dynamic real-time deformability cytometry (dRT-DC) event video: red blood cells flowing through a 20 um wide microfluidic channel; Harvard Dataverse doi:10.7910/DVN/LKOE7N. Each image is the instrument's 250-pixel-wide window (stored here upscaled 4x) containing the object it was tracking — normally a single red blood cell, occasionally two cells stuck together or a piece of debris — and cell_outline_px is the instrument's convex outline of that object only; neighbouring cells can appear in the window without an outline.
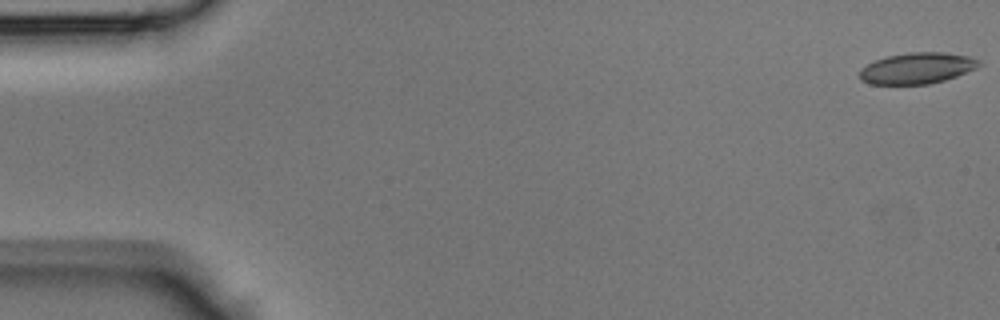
{"species": "Egyptian fruit bat (a non-hibernating species)", "species_latin": "Rousettus aegyptiacus", "temperature_condition": "room temperature", "stored_images_in_passage": 45, "camera_frame_rate_fps": 3000, "um_per_image_px": 0.085, "animal": {"sex": "male"}, "frame": {"image": 1, "passage_image": 1, "time_ms": 0.0, "image_size_px": [1000, 320], "cell_outline_px": [[980, 64], [976, 68], [956, 76], [944, 80], [928, 84], [868, 84], [860, 80], [860, 68], [884, 56], [908, 52], [944, 52], [968, 56], [980, 60]], "centroid_in_image_um": [77.92, 5.79], "position_along_channel_um": 7.1, "area_um2": 21.68}}
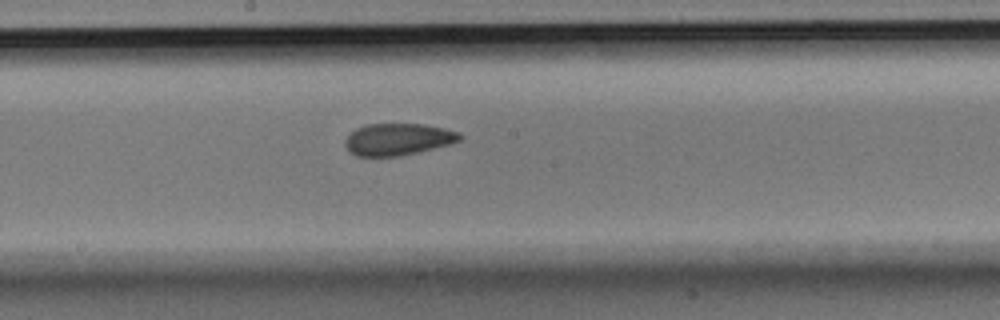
{"frame": {"image": 2, "passage_image": 24, "time_ms": 7.667, "image_size_px": [1000, 320], "cell_outline_px": [[464, 136], [460, 140], [448, 144], [416, 152], [396, 156], [356, 156], [348, 152], [344, 144], [344, 140], [356, 128], [364, 124], [424, 124], [444, 128], [460, 132]], "centroid_in_image_um": [33.79, 11.83], "position_along_channel_um": 214.4, "area_um2": 21.27}}
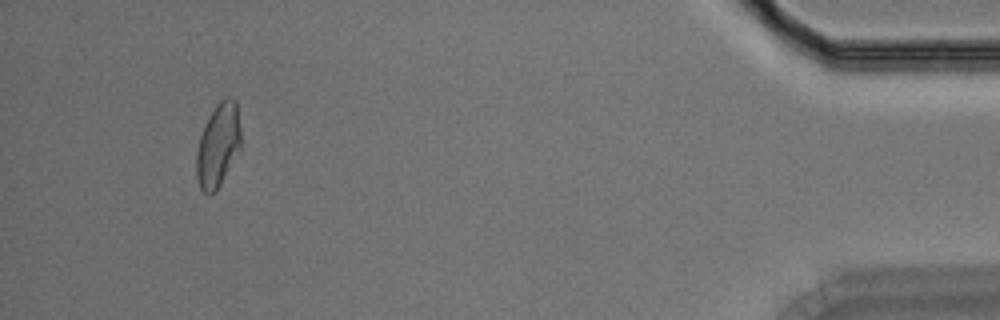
{"frame": {"image": 3, "passage_image": 42, "time_ms": 13.667, "image_size_px": [1000, 320], "cell_outline_px": [[240, 148], [216, 192], [208, 196], [200, 188], [196, 176], [196, 152], [200, 136], [204, 124], [216, 104], [224, 96], [232, 96], [236, 100], [240, 132]], "centroid_in_image_um": [18.52, 12.33], "position_along_channel_um": 416.7, "area_um2": 21.73}}